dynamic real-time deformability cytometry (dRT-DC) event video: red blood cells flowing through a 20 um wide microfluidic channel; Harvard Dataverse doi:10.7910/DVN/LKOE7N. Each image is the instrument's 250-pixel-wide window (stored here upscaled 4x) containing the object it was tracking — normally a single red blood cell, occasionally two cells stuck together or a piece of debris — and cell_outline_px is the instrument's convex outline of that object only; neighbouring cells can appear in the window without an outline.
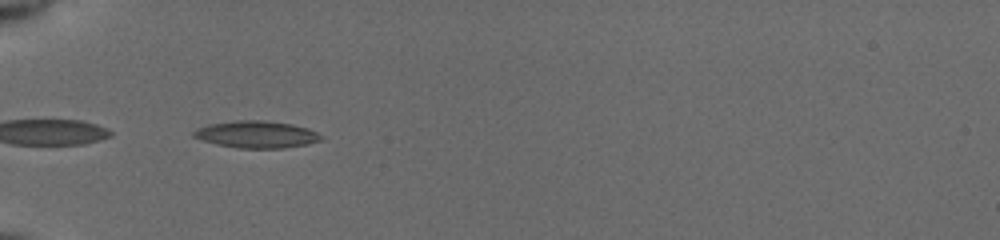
{"species": "common noctule bat (a hibernating species)", "species_latin": "Nyctalus noctula", "temperature_condition": "cold", "stored_images_in_passage": 32, "camera_frame_rate_fps": 3000, "um_per_image_px": 0.085, "animal": {"sex": "female", "body_mass_g": 19.5, "forearm_length_mm": 54.1}, "frame": {"image": 1, "passage_image": 1, "time_ms": 0.0, "image_size_px": [1000, 240], "cell_outline_px": [[324, 140], [308, 144], [284, 148], [236, 148], [216, 144], [192, 136], [192, 132], [196, 128], [208, 124], [236, 120], [260, 120], [292, 124], [308, 128], [324, 136]], "centroid_in_image_um": [21.82, 11.43], "position_along_channel_um": 63.2, "area_um2": 20.23}}
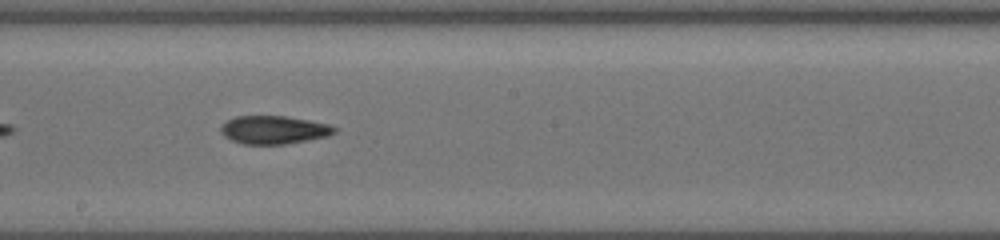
{"frame": {"image": 2, "passage_image": 14, "time_ms": 4.333, "image_size_px": [1000, 240], "cell_outline_px": [[336, 132], [328, 136], [284, 144], [244, 144], [232, 140], [224, 136], [220, 132], [220, 128], [228, 120], [236, 116], [284, 116], [308, 120], [328, 124], [336, 128]], "centroid_in_image_um": [23.26, 11.04], "position_along_channel_um": 224.9, "area_um2": 18.44}}
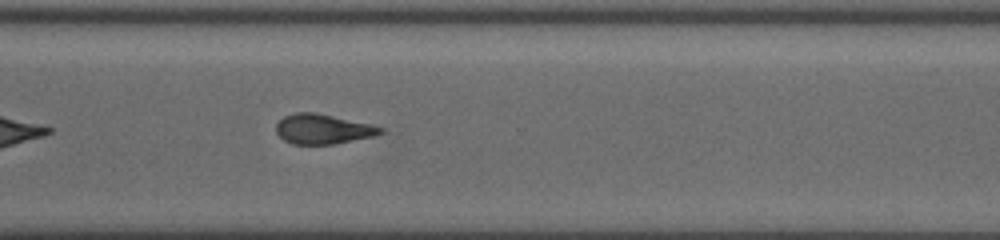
{"frame": {"image": 3, "passage_image": 23, "time_ms": 7.333, "image_size_px": [1000, 240], "cell_outline_px": [[384, 132], [372, 136], [332, 144], [292, 144], [284, 140], [276, 132], [276, 124], [284, 116], [296, 112], [316, 112], [372, 124], [384, 128]], "centroid_in_image_um": [27.43, 10.95], "position_along_channel_um": 343.2, "area_um2": 18.09}, "authors_computed_cell_mechanics": {"area_um2": 18.4382, "velocity_mm_per_s": 3.9562, "shape_relaxation_time_tau1_ms": null, "shape_relaxation_time_tau2_ms": 4.2517, "deformation_change_tau1": null, "deformation_change_tau2": 0.1193}}